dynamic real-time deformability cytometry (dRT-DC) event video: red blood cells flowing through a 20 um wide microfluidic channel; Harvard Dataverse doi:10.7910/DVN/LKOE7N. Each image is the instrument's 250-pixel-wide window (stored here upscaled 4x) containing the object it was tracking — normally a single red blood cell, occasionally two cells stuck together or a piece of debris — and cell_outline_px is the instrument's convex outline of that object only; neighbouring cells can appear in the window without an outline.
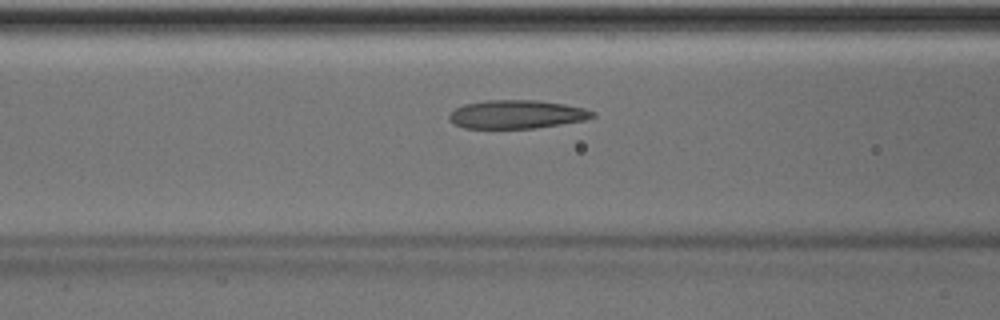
{"species": "Egyptian fruit bat (a non-hibernating species)", "species_latin": "Rousettus aegyptiacus", "temperature_condition": "room temperature", "stored_images_in_passage": 36, "camera_frame_rate_fps": 3000, "um_per_image_px": 0.085, "animal": {"sex": "male"}, "frame": {"image": 1, "passage_image": 6, "time_ms": 1.667, "image_size_px": [1000, 320], "cell_outline_px": [[596, 116], [584, 120], [536, 128], [464, 128], [448, 120], [448, 116], [456, 108], [464, 104], [484, 100], [536, 100], [564, 104], [584, 108], [596, 112]], "centroid_in_image_um": [43.92, 9.71], "position_along_channel_um": 122.7, "area_um2": 23.76}}
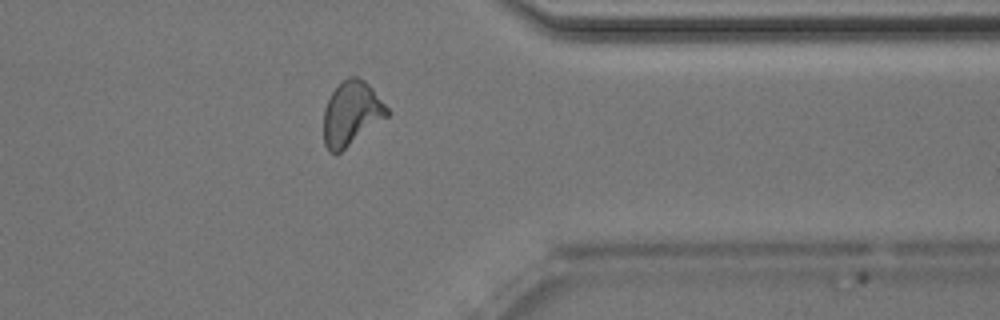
{"frame": {"image": 2, "passage_image": 26, "time_ms": 8.333, "image_size_px": [1000, 320], "cell_outline_px": [[388, 116], [336, 156], [328, 152], [324, 144], [324, 108], [332, 92], [348, 76], [356, 76], [364, 80], [372, 88], [388, 108]], "centroid_in_image_um": [29.85, 9.68], "position_along_channel_um": 381.5, "area_um2": 23.7}, "authors_computed_cell_mechanics": {"area_um2": 23.7558, "velocity_mm_per_s": 4.013, "shape_relaxation_time_tau1_ms": 7.9424, "shape_relaxation_time_tau2_ms": 2.2956, "deformation_change_tau1": 0.208, "deformation_change_tau2": 0.1054}}